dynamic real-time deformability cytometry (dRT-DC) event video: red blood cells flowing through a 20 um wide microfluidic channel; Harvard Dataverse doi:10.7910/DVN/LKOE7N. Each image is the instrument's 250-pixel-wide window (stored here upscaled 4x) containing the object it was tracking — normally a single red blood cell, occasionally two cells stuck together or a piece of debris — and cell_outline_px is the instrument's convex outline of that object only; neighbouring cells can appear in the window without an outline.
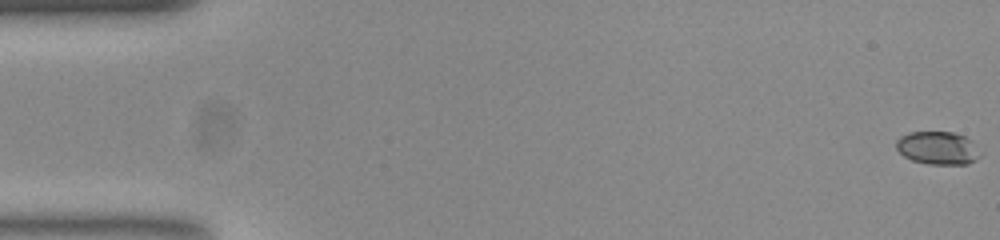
{"species": "common noctule bat (a hibernating species)", "species_latin": "Nyctalus noctula", "temperature_condition": "room temperature", "stored_images_in_passage": 4, "camera_frame_rate_fps": 3000, "um_per_image_px": 0.085, "animal": {"sex": "female", "body_mass_g": 23.0, "forearm_length_mm": 53.4}, "frame": {"image": 1, "passage_image": 1, "time_ms": 0.0, "image_size_px": [1000, 240], "cell_outline_px": [[984, 152], [976, 160], [968, 164], [928, 164], [912, 160], [904, 156], [896, 148], [896, 140], [900, 136], [908, 132], [952, 132], [964, 136], [972, 140]], "centroid_in_image_um": [79.76, 12.58], "position_along_channel_um": 5.2, "area_um2": 16.47}}